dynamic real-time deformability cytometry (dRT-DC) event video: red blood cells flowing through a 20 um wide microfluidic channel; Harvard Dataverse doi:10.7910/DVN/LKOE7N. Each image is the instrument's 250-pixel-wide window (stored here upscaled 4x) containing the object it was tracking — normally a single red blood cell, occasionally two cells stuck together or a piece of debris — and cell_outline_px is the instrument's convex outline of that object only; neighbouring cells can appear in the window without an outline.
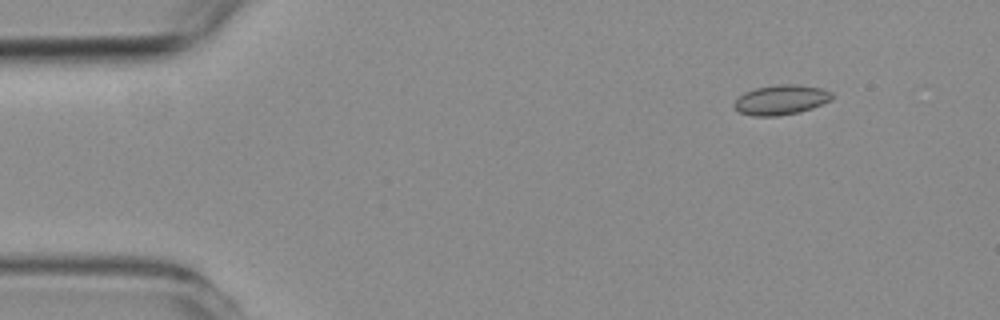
{"species": "common noctule bat (a hibernating species)", "species_latin": "Nyctalus noctula", "temperature_condition": "room temperature", "stored_images_in_passage": 51, "camera_frame_rate_fps": 3000, "um_per_image_px": 0.085, "animal": {"sex": "female", "body_mass_g": 19.3, "forearm_length_mm": 54.1}, "frame": {"image": 1, "passage_image": 1, "time_ms": 0.0, "image_size_px": [1000, 320], "cell_outline_px": [[832, 100], [812, 108], [800, 112], [776, 116], [752, 116], [740, 112], [732, 104], [744, 92], [756, 88], [780, 84], [796, 84], [820, 88], [832, 92]], "centroid_in_image_um": [66.39, 8.49], "position_along_channel_um": 18.6, "area_um2": 16.94}}
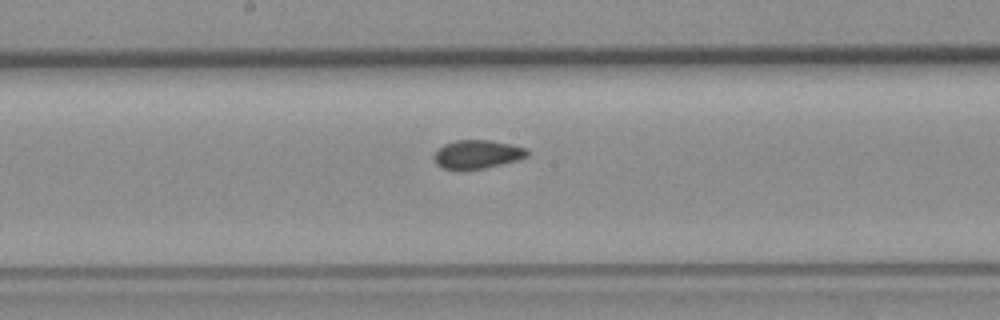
{"frame": {"image": 2, "passage_image": 24, "time_ms": 7.667, "image_size_px": [1000, 320], "cell_outline_px": [[532, 152], [528, 156], [516, 160], [484, 168], [460, 172], [456, 172], [444, 168], [436, 164], [432, 156], [444, 144], [456, 140], [492, 140], [512, 144], [528, 148]], "centroid_in_image_um": [40.57, 13.13], "position_along_channel_um": 207.6, "area_um2": 16.01}}
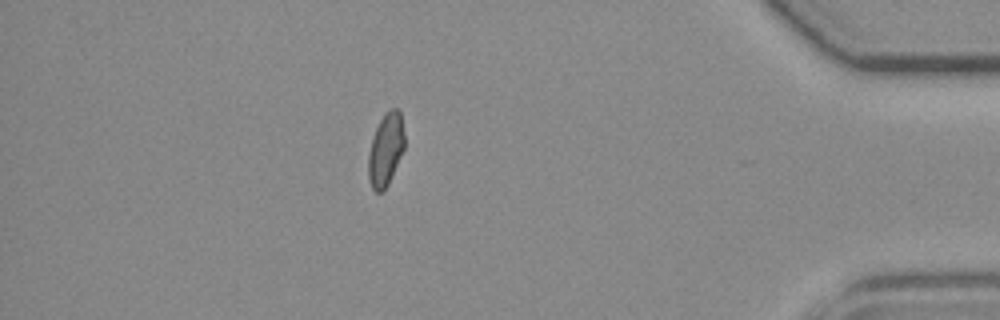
{"frame": {"image": 3, "passage_image": 44, "time_ms": 14.333, "image_size_px": [1000, 320], "cell_outline_px": [[404, 148], [388, 184], [384, 192], [376, 192], [372, 188], [368, 176], [368, 156], [372, 136], [384, 112], [392, 108], [396, 108], [400, 112], [404, 136]], "centroid_in_image_um": [32.77, 12.71], "position_along_channel_um": 402.4, "area_um2": 15.26}, "authors_computed_cell_mechanics": {"area_um2": 15.8372, "velocity_mm_per_s": 3.6444, "shape_relaxation_time_tau1_ms": null, "shape_relaxation_time_tau2_ms": 2.2081, "deformation_change_tau1": null, "deformation_change_tau2": 0.0599}}